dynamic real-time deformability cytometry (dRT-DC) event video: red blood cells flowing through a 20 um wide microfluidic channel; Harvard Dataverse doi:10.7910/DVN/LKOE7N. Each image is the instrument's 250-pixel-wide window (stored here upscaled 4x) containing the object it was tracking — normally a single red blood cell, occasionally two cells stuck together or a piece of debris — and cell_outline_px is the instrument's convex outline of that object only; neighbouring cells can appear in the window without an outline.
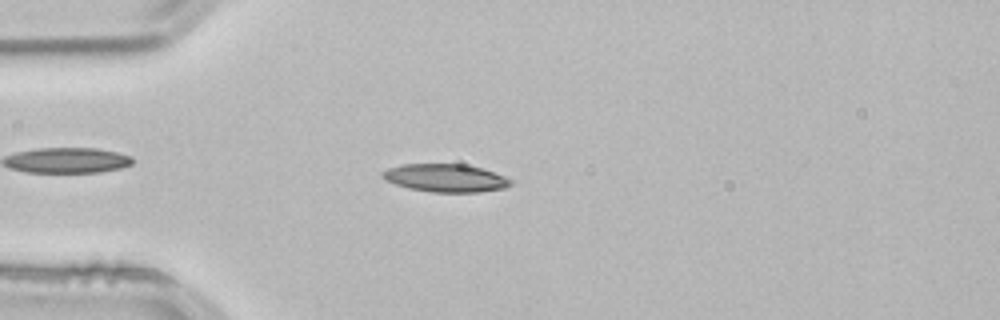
{"species": "common noctule bat (a hibernating species)", "species_latin": "Nyctalus noctula", "temperature_condition": "room temperature", "stored_images_in_passage": 53, "camera_frame_rate_fps": 3000, "um_per_image_px": 0.085, "animal": {"sex": "male", "body_mass_g": 21.5, "forearm_length_mm": 52.0}, "frame": {"image": 1, "passage_image": 14, "time_ms": 4.333, "image_size_px": [1000, 320], "cell_outline_px": [[512, 184], [504, 188], [480, 192], [432, 192], [412, 188], [396, 184], [380, 176], [380, 172], [388, 168], [404, 164], [464, 164], [480, 168], [504, 176], [512, 180]], "centroid_in_image_um": [37.87, 15.12], "position_along_channel_um": 47.1, "area_um2": 20.63}}
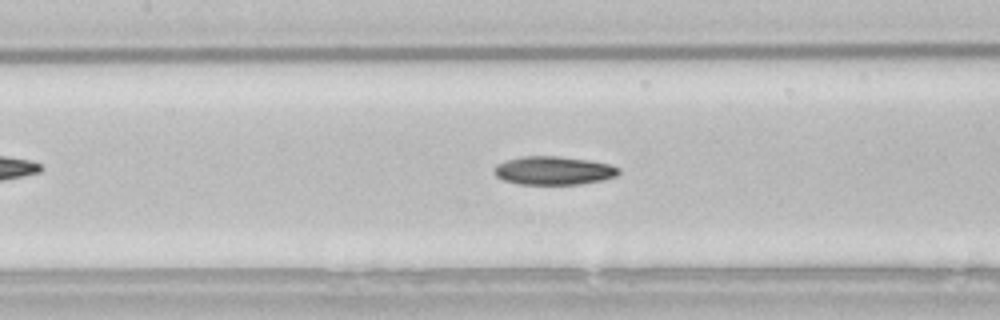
{"frame": {"image": 2, "passage_image": 24, "time_ms": 7.667, "image_size_px": [1000, 320], "cell_outline_px": [[620, 172], [616, 176], [600, 180], [580, 184], [520, 184], [504, 180], [496, 176], [492, 172], [496, 164], [504, 160], [524, 156], [556, 156], [588, 160], [608, 164], [620, 168]], "centroid_in_image_um": [47.01, 14.49], "position_along_channel_um": 160.4, "area_um2": 20.58}}
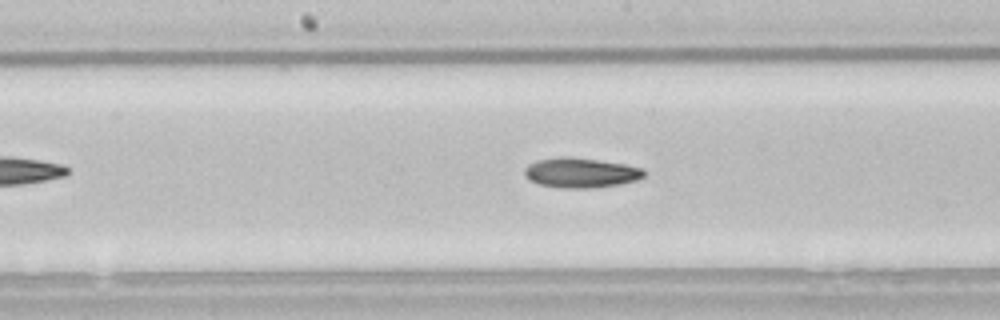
{"frame": {"image": 3, "passage_image": 27, "time_ms": 8.667, "image_size_px": [1000, 320], "cell_outline_px": [[644, 176], [636, 180], [620, 184], [596, 188], [560, 188], [540, 184], [528, 180], [524, 176], [524, 168], [528, 164], [536, 160], [560, 156], [568, 156], [624, 164], [640, 168], [644, 172]], "centroid_in_image_um": [49.29, 14.69], "position_along_channel_um": 198.9, "area_um2": 20.87}, "authors_computed_cell_mechanics": {"area_um2": 20.23, "velocity_mm_per_s": 3.8509, "shape_relaxation_time_tau1_ms": 10.1384, "shape_relaxation_time_tau2_ms": null, "deformation_change_tau1": 0.2189, "deformation_change_tau2": null}}